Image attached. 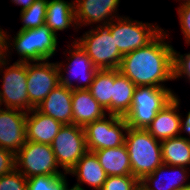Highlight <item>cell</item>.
Segmentation results:
<instances>
[{
  "mask_svg": "<svg viewBox=\"0 0 190 190\" xmlns=\"http://www.w3.org/2000/svg\"><path fill=\"white\" fill-rule=\"evenodd\" d=\"M63 124L36 108L26 115V140L51 145Z\"/></svg>",
  "mask_w": 190,
  "mask_h": 190,
  "instance_id": "d6986e66",
  "label": "cell"
},
{
  "mask_svg": "<svg viewBox=\"0 0 190 190\" xmlns=\"http://www.w3.org/2000/svg\"><path fill=\"white\" fill-rule=\"evenodd\" d=\"M121 0H74L75 22L78 30L81 27L106 26L120 17Z\"/></svg>",
  "mask_w": 190,
  "mask_h": 190,
  "instance_id": "4fadbf2b",
  "label": "cell"
},
{
  "mask_svg": "<svg viewBox=\"0 0 190 190\" xmlns=\"http://www.w3.org/2000/svg\"><path fill=\"white\" fill-rule=\"evenodd\" d=\"M35 0H10V2L14 3L16 6H20V12L28 9Z\"/></svg>",
  "mask_w": 190,
  "mask_h": 190,
  "instance_id": "e575fe53",
  "label": "cell"
},
{
  "mask_svg": "<svg viewBox=\"0 0 190 190\" xmlns=\"http://www.w3.org/2000/svg\"><path fill=\"white\" fill-rule=\"evenodd\" d=\"M67 174L63 176H33L27 179V190H70Z\"/></svg>",
  "mask_w": 190,
  "mask_h": 190,
  "instance_id": "4316f807",
  "label": "cell"
},
{
  "mask_svg": "<svg viewBox=\"0 0 190 190\" xmlns=\"http://www.w3.org/2000/svg\"><path fill=\"white\" fill-rule=\"evenodd\" d=\"M185 116V119L181 116L180 137H186L190 141V110L186 113ZM183 132L187 134V136L182 135Z\"/></svg>",
  "mask_w": 190,
  "mask_h": 190,
  "instance_id": "836d02e7",
  "label": "cell"
},
{
  "mask_svg": "<svg viewBox=\"0 0 190 190\" xmlns=\"http://www.w3.org/2000/svg\"><path fill=\"white\" fill-rule=\"evenodd\" d=\"M175 2H176V0H175ZM177 2L180 3L179 5H183V4H189L190 0H177Z\"/></svg>",
  "mask_w": 190,
  "mask_h": 190,
  "instance_id": "d590c367",
  "label": "cell"
},
{
  "mask_svg": "<svg viewBox=\"0 0 190 190\" xmlns=\"http://www.w3.org/2000/svg\"><path fill=\"white\" fill-rule=\"evenodd\" d=\"M175 80L184 78L190 83V52L181 54L174 49ZM187 79V80H186Z\"/></svg>",
  "mask_w": 190,
  "mask_h": 190,
  "instance_id": "f546056e",
  "label": "cell"
},
{
  "mask_svg": "<svg viewBox=\"0 0 190 190\" xmlns=\"http://www.w3.org/2000/svg\"><path fill=\"white\" fill-rule=\"evenodd\" d=\"M0 190H27V178L14 169L9 174L0 176Z\"/></svg>",
  "mask_w": 190,
  "mask_h": 190,
  "instance_id": "f1b7e54d",
  "label": "cell"
},
{
  "mask_svg": "<svg viewBox=\"0 0 190 190\" xmlns=\"http://www.w3.org/2000/svg\"><path fill=\"white\" fill-rule=\"evenodd\" d=\"M180 190H190V182L182 187Z\"/></svg>",
  "mask_w": 190,
  "mask_h": 190,
  "instance_id": "8d00e7d4",
  "label": "cell"
},
{
  "mask_svg": "<svg viewBox=\"0 0 190 190\" xmlns=\"http://www.w3.org/2000/svg\"><path fill=\"white\" fill-rule=\"evenodd\" d=\"M15 169V154L0 147V176L9 174Z\"/></svg>",
  "mask_w": 190,
  "mask_h": 190,
  "instance_id": "1f68e13d",
  "label": "cell"
},
{
  "mask_svg": "<svg viewBox=\"0 0 190 190\" xmlns=\"http://www.w3.org/2000/svg\"><path fill=\"white\" fill-rule=\"evenodd\" d=\"M72 112L73 124L81 127L107 115V111L93 98L88 89H73Z\"/></svg>",
  "mask_w": 190,
  "mask_h": 190,
  "instance_id": "ffe728a7",
  "label": "cell"
},
{
  "mask_svg": "<svg viewBox=\"0 0 190 190\" xmlns=\"http://www.w3.org/2000/svg\"><path fill=\"white\" fill-rule=\"evenodd\" d=\"M27 112L0 107V147L16 154L26 142Z\"/></svg>",
  "mask_w": 190,
  "mask_h": 190,
  "instance_id": "5bb4252c",
  "label": "cell"
},
{
  "mask_svg": "<svg viewBox=\"0 0 190 190\" xmlns=\"http://www.w3.org/2000/svg\"><path fill=\"white\" fill-rule=\"evenodd\" d=\"M59 167L68 174L88 151L84 129L75 124H65L51 143Z\"/></svg>",
  "mask_w": 190,
  "mask_h": 190,
  "instance_id": "8fae6325",
  "label": "cell"
},
{
  "mask_svg": "<svg viewBox=\"0 0 190 190\" xmlns=\"http://www.w3.org/2000/svg\"><path fill=\"white\" fill-rule=\"evenodd\" d=\"M124 144L128 150L132 175L139 181L163 164L161 141L146 129L128 127Z\"/></svg>",
  "mask_w": 190,
  "mask_h": 190,
  "instance_id": "3957f363",
  "label": "cell"
},
{
  "mask_svg": "<svg viewBox=\"0 0 190 190\" xmlns=\"http://www.w3.org/2000/svg\"><path fill=\"white\" fill-rule=\"evenodd\" d=\"M45 25L57 36L58 31H67L74 28L78 31L75 22L74 0H48ZM71 27V28H70Z\"/></svg>",
  "mask_w": 190,
  "mask_h": 190,
  "instance_id": "44dd1931",
  "label": "cell"
},
{
  "mask_svg": "<svg viewBox=\"0 0 190 190\" xmlns=\"http://www.w3.org/2000/svg\"><path fill=\"white\" fill-rule=\"evenodd\" d=\"M136 85L114 69V85L111 98V115L125 117L130 111Z\"/></svg>",
  "mask_w": 190,
  "mask_h": 190,
  "instance_id": "603a6c76",
  "label": "cell"
},
{
  "mask_svg": "<svg viewBox=\"0 0 190 190\" xmlns=\"http://www.w3.org/2000/svg\"><path fill=\"white\" fill-rule=\"evenodd\" d=\"M189 175V168L162 164L145 176L140 185L145 190H180L189 183Z\"/></svg>",
  "mask_w": 190,
  "mask_h": 190,
  "instance_id": "9a60e30c",
  "label": "cell"
},
{
  "mask_svg": "<svg viewBox=\"0 0 190 190\" xmlns=\"http://www.w3.org/2000/svg\"><path fill=\"white\" fill-rule=\"evenodd\" d=\"M48 0H35L26 10L19 13L22 27L18 31L35 29L45 25Z\"/></svg>",
  "mask_w": 190,
  "mask_h": 190,
  "instance_id": "484cf974",
  "label": "cell"
},
{
  "mask_svg": "<svg viewBox=\"0 0 190 190\" xmlns=\"http://www.w3.org/2000/svg\"><path fill=\"white\" fill-rule=\"evenodd\" d=\"M179 16V25L184 41L187 46L190 45V3L179 5L177 8Z\"/></svg>",
  "mask_w": 190,
  "mask_h": 190,
  "instance_id": "4dcf8cb0",
  "label": "cell"
},
{
  "mask_svg": "<svg viewBox=\"0 0 190 190\" xmlns=\"http://www.w3.org/2000/svg\"><path fill=\"white\" fill-rule=\"evenodd\" d=\"M106 27L123 56L147 46L164 30L157 22L156 24L143 22L125 15L115 18Z\"/></svg>",
  "mask_w": 190,
  "mask_h": 190,
  "instance_id": "5b68a950",
  "label": "cell"
},
{
  "mask_svg": "<svg viewBox=\"0 0 190 190\" xmlns=\"http://www.w3.org/2000/svg\"><path fill=\"white\" fill-rule=\"evenodd\" d=\"M0 107L30 111L27 93V62L15 61L10 64L7 58L0 64ZM2 89V90H1Z\"/></svg>",
  "mask_w": 190,
  "mask_h": 190,
  "instance_id": "52a82bcc",
  "label": "cell"
},
{
  "mask_svg": "<svg viewBox=\"0 0 190 190\" xmlns=\"http://www.w3.org/2000/svg\"><path fill=\"white\" fill-rule=\"evenodd\" d=\"M59 168L51 145L26 140L15 154V169L27 179L41 175H65Z\"/></svg>",
  "mask_w": 190,
  "mask_h": 190,
  "instance_id": "ba28073f",
  "label": "cell"
},
{
  "mask_svg": "<svg viewBox=\"0 0 190 190\" xmlns=\"http://www.w3.org/2000/svg\"><path fill=\"white\" fill-rule=\"evenodd\" d=\"M83 129L87 149L93 152L124 145L128 124L125 117L107 114L100 120L86 124Z\"/></svg>",
  "mask_w": 190,
  "mask_h": 190,
  "instance_id": "30bf717a",
  "label": "cell"
},
{
  "mask_svg": "<svg viewBox=\"0 0 190 190\" xmlns=\"http://www.w3.org/2000/svg\"><path fill=\"white\" fill-rule=\"evenodd\" d=\"M135 190H145L140 184Z\"/></svg>",
  "mask_w": 190,
  "mask_h": 190,
  "instance_id": "74e56055",
  "label": "cell"
},
{
  "mask_svg": "<svg viewBox=\"0 0 190 190\" xmlns=\"http://www.w3.org/2000/svg\"><path fill=\"white\" fill-rule=\"evenodd\" d=\"M139 184L133 175L107 176L101 190H135Z\"/></svg>",
  "mask_w": 190,
  "mask_h": 190,
  "instance_id": "83f0119b",
  "label": "cell"
},
{
  "mask_svg": "<svg viewBox=\"0 0 190 190\" xmlns=\"http://www.w3.org/2000/svg\"><path fill=\"white\" fill-rule=\"evenodd\" d=\"M66 47L67 49L63 53L66 57L68 55L67 61L65 60V63L62 60L61 62L57 61L60 71V83L72 89H89L98 69L76 42L70 41L69 44L68 41ZM73 80L79 82L75 84Z\"/></svg>",
  "mask_w": 190,
  "mask_h": 190,
  "instance_id": "9c48e42d",
  "label": "cell"
},
{
  "mask_svg": "<svg viewBox=\"0 0 190 190\" xmlns=\"http://www.w3.org/2000/svg\"><path fill=\"white\" fill-rule=\"evenodd\" d=\"M169 35L164 29L147 46L125 54L118 71L136 86L168 88L165 82L175 80V48Z\"/></svg>",
  "mask_w": 190,
  "mask_h": 190,
  "instance_id": "6da1fadb",
  "label": "cell"
},
{
  "mask_svg": "<svg viewBox=\"0 0 190 190\" xmlns=\"http://www.w3.org/2000/svg\"><path fill=\"white\" fill-rule=\"evenodd\" d=\"M162 161L165 165L190 169V141L186 137H174L161 141Z\"/></svg>",
  "mask_w": 190,
  "mask_h": 190,
  "instance_id": "cb8c5ba5",
  "label": "cell"
},
{
  "mask_svg": "<svg viewBox=\"0 0 190 190\" xmlns=\"http://www.w3.org/2000/svg\"><path fill=\"white\" fill-rule=\"evenodd\" d=\"M107 176L132 175L126 145L93 151Z\"/></svg>",
  "mask_w": 190,
  "mask_h": 190,
  "instance_id": "7402d4cb",
  "label": "cell"
},
{
  "mask_svg": "<svg viewBox=\"0 0 190 190\" xmlns=\"http://www.w3.org/2000/svg\"><path fill=\"white\" fill-rule=\"evenodd\" d=\"M27 93L30 110L46 98L60 84V71L56 62L50 60L27 62Z\"/></svg>",
  "mask_w": 190,
  "mask_h": 190,
  "instance_id": "7c38bea8",
  "label": "cell"
},
{
  "mask_svg": "<svg viewBox=\"0 0 190 190\" xmlns=\"http://www.w3.org/2000/svg\"><path fill=\"white\" fill-rule=\"evenodd\" d=\"M72 92V88L60 83L46 96L36 109L61 122L63 125L73 124Z\"/></svg>",
  "mask_w": 190,
  "mask_h": 190,
  "instance_id": "e0dca14e",
  "label": "cell"
},
{
  "mask_svg": "<svg viewBox=\"0 0 190 190\" xmlns=\"http://www.w3.org/2000/svg\"><path fill=\"white\" fill-rule=\"evenodd\" d=\"M176 95L171 88L137 86L130 111L125 116L128 127L147 129L157 113Z\"/></svg>",
  "mask_w": 190,
  "mask_h": 190,
  "instance_id": "277c9868",
  "label": "cell"
},
{
  "mask_svg": "<svg viewBox=\"0 0 190 190\" xmlns=\"http://www.w3.org/2000/svg\"><path fill=\"white\" fill-rule=\"evenodd\" d=\"M98 69H118L123 55L106 26L91 27L80 37L72 39Z\"/></svg>",
  "mask_w": 190,
  "mask_h": 190,
  "instance_id": "8992f818",
  "label": "cell"
},
{
  "mask_svg": "<svg viewBox=\"0 0 190 190\" xmlns=\"http://www.w3.org/2000/svg\"><path fill=\"white\" fill-rule=\"evenodd\" d=\"M181 99L176 95L156 115L146 129L156 140L163 141L180 136Z\"/></svg>",
  "mask_w": 190,
  "mask_h": 190,
  "instance_id": "2e32d148",
  "label": "cell"
},
{
  "mask_svg": "<svg viewBox=\"0 0 190 190\" xmlns=\"http://www.w3.org/2000/svg\"><path fill=\"white\" fill-rule=\"evenodd\" d=\"M68 175L77 179V182L71 187L74 190H86L83 187L84 184H87L94 190H101L107 178L106 172L101 167L97 156L90 151L83 155Z\"/></svg>",
  "mask_w": 190,
  "mask_h": 190,
  "instance_id": "ac0fdd59",
  "label": "cell"
},
{
  "mask_svg": "<svg viewBox=\"0 0 190 190\" xmlns=\"http://www.w3.org/2000/svg\"><path fill=\"white\" fill-rule=\"evenodd\" d=\"M11 31L10 34L7 32V59L10 61L13 51H17V61L21 62L51 60L57 53L58 37L46 25L17 31L13 35Z\"/></svg>",
  "mask_w": 190,
  "mask_h": 190,
  "instance_id": "7a4b0ae2",
  "label": "cell"
},
{
  "mask_svg": "<svg viewBox=\"0 0 190 190\" xmlns=\"http://www.w3.org/2000/svg\"><path fill=\"white\" fill-rule=\"evenodd\" d=\"M7 58V30L0 26V64Z\"/></svg>",
  "mask_w": 190,
  "mask_h": 190,
  "instance_id": "d6a6232c",
  "label": "cell"
},
{
  "mask_svg": "<svg viewBox=\"0 0 190 190\" xmlns=\"http://www.w3.org/2000/svg\"><path fill=\"white\" fill-rule=\"evenodd\" d=\"M114 85V69L97 70L88 89L93 98L111 114V98Z\"/></svg>",
  "mask_w": 190,
  "mask_h": 190,
  "instance_id": "d4e9b609",
  "label": "cell"
}]
</instances>
